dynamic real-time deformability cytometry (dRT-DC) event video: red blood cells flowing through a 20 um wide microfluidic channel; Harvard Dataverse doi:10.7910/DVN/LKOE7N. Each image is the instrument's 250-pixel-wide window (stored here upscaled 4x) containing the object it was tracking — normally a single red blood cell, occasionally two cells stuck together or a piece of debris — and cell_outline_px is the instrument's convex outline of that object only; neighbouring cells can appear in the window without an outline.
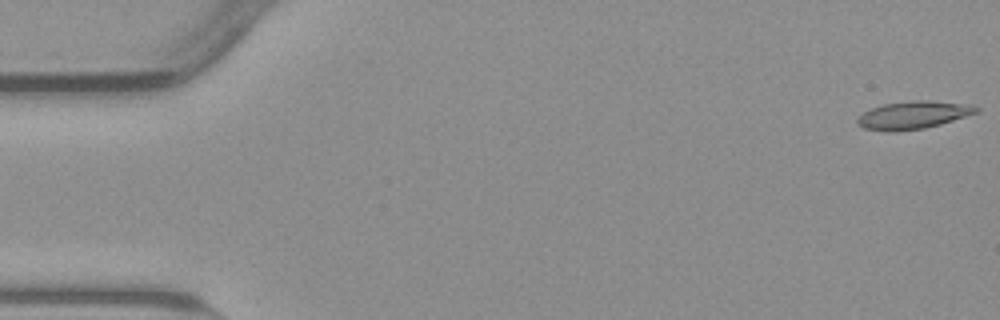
{"species": "common noctule bat (a hibernating species)", "species_latin": "Nyctalus noctula", "temperature_condition": "warm", "stored_images_in_passage": 54, "camera_frame_rate_fps": 3000, "um_per_image_px": 0.085, "animal": {"sex": "male", "body_mass_g": 23.1, "forearm_length_mm": 52.7}, "frame": {"image": 1, "passage_image": 1, "time_ms": 0.0, "image_size_px": [1000, 320], "cell_outline_px": [[980, 112], [940, 124], [924, 128], [896, 132], [888, 132], [864, 128], [856, 124], [856, 120], [864, 112], [872, 108], [884, 104], [916, 100], [928, 100], [972, 104], [980, 108]], "centroid_in_image_um": [77.66, 9.78], "position_along_channel_um": 7.3, "area_um2": 19.36}}
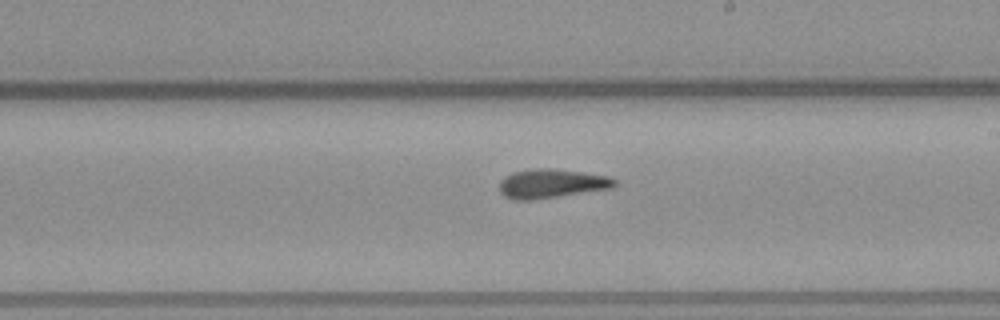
{"frame": {"image": 2, "passage_image": 31, "time_ms": 10.0, "image_size_px": [1000, 320], "cell_outline_px": [[616, 184], [612, 188], [532, 200], [516, 200], [504, 196], [500, 192], [500, 180], [504, 176], [512, 172], [536, 168], [552, 168], [584, 172], [608, 176], [616, 180]], "centroid_in_image_um": [46.86, 15.59], "position_along_channel_um": 242.1, "area_um2": 19.54}}
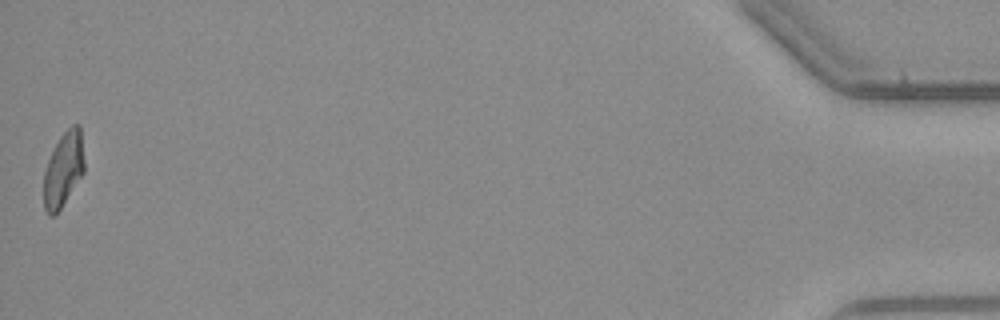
{"frame": {"image": 3, "passage_image": 54, "time_ms": 17.667, "image_size_px": [1000, 320], "cell_outline_px": [[84, 172], [56, 216], [48, 216], [44, 208], [44, 172], [48, 160], [60, 136], [72, 124], [80, 124], [84, 160]], "centroid_in_image_um": [5.39, 14.42], "position_along_channel_um": 429.8, "area_um2": 17.69}, "authors_computed_cell_mechanics": {"area_um2": 18.8428, "velocity_mm_per_s": 3.8219, "shape_relaxation_time_tau1_ms": null, "shape_relaxation_time_tau2_ms": 2.657, "deformation_change_tau1": null, "deformation_change_tau2": 0.1052}}